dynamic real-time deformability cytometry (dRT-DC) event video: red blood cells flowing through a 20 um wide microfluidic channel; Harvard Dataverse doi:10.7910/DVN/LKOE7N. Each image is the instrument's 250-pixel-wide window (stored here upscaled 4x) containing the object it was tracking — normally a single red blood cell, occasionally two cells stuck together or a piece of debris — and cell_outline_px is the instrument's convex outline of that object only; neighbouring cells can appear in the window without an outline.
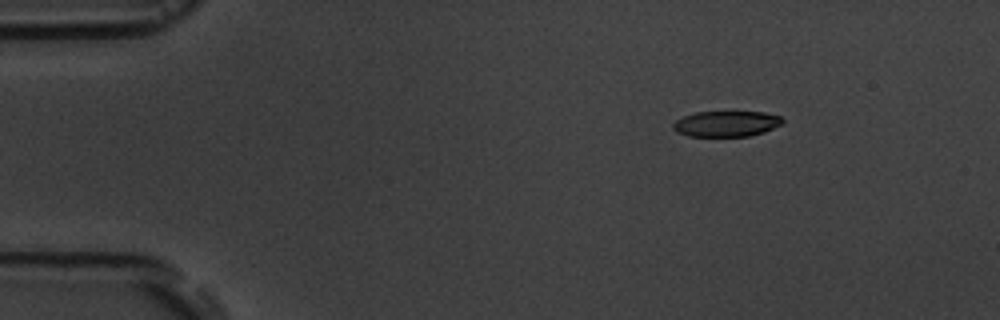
{"species": "common noctule bat (a hibernating species)", "species_latin": "Nyctalus noctula", "temperature_condition": "room temperature", "stored_images_in_passage": 4, "camera_frame_rate_fps": 3000, "um_per_image_px": 0.085, "animal": {"sex": "male", "body_mass_g": 19.5, "forearm_length_mm": 54.6}, "frame": {"image": 1, "passage_image": 4, "time_ms": 4.333, "image_size_px": [1000, 320], "cell_outline_px": [[784, 124], [764, 132], [748, 136], [688, 136], [676, 132], [672, 128], [672, 124], [676, 120], [684, 116], [696, 112], [764, 112], [780, 116], [784, 120]], "centroid_in_image_um": [61.75, 10.52], "position_along_channel_um": 23.3, "area_um2": 16.47}}